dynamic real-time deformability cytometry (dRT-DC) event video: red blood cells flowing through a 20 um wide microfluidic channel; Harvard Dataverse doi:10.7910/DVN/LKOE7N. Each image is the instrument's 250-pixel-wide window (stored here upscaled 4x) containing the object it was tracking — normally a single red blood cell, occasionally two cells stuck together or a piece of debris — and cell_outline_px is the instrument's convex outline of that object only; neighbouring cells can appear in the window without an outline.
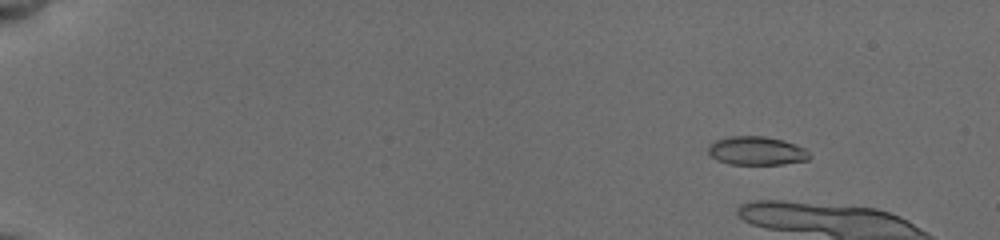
{"species": "common noctule bat (a hibernating species)", "species_latin": "Nyctalus noctula", "temperature_condition": "cold", "stored_images_in_passage": 20, "camera_frame_rate_fps": 3000, "um_per_image_px": 0.085, "animal": {"sex": "female", "body_mass_g": 19.5, "forearm_length_mm": 54.1}, "frame": {"image": 1, "passage_image": 9, "time_ms": 2.333, "image_size_px": [1000, 240], "cell_outline_px": [[812, 156], [808, 160], [784, 164], [732, 164], [716, 160], [708, 152], [708, 144], [716, 140], [728, 136], [764, 136], [784, 140], [804, 148]], "centroid_in_image_um": [64.31, 12.81], "position_along_channel_um": 20.7, "area_um2": 16.94}}